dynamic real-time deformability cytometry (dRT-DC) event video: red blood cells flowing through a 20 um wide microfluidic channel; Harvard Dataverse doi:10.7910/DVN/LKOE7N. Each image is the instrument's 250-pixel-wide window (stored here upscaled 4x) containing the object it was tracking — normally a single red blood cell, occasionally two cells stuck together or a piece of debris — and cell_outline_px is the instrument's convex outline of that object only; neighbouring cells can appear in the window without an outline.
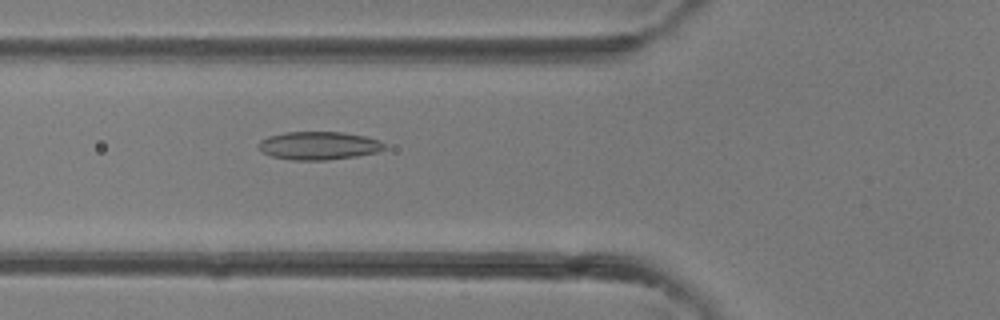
{"species": "common noctule bat (a hibernating species)", "species_latin": "Nyctalus noctula", "temperature_condition": "room temperature", "stored_images_in_passage": 40, "camera_frame_rate_fps": 3000, "um_per_image_px": 0.085, "animal": {"sex": "female"}, "frame": {"image": 1, "passage_image": 15, "time_ms": 4.667, "image_size_px": [1000, 320], "cell_outline_px": [[388, 148], [376, 152], [356, 156], [328, 160], [292, 160], [272, 156], [260, 152], [256, 144], [260, 140], [268, 136], [284, 132], [344, 132], [364, 136], [380, 140]], "centroid_in_image_um": [27.06, 12.38], "position_along_channel_um": 98.7, "area_um2": 20.87}}
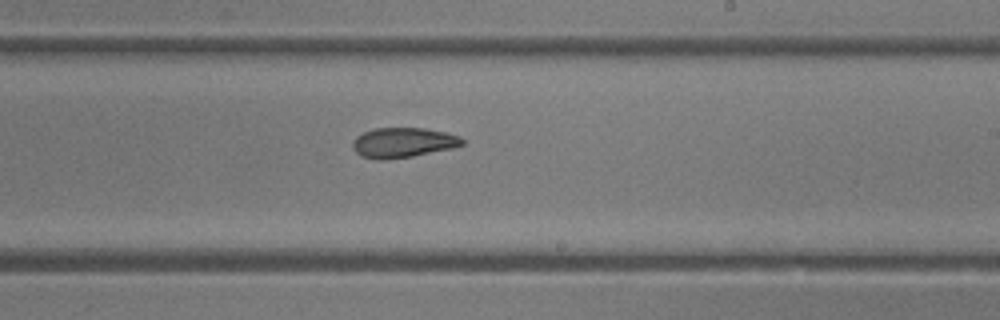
{"frame": {"image": 2, "passage_image": 24, "time_ms": 7.667, "image_size_px": [1000, 320], "cell_outline_px": [[464, 144], [452, 148], [412, 156], [380, 160], [360, 156], [352, 148], [352, 140], [356, 136], [364, 132], [376, 128], [424, 128], [444, 132], [460, 136], [464, 140]], "centroid_in_image_um": [34.23, 12.12], "position_along_channel_um": 254.8, "area_um2": 19.07}}
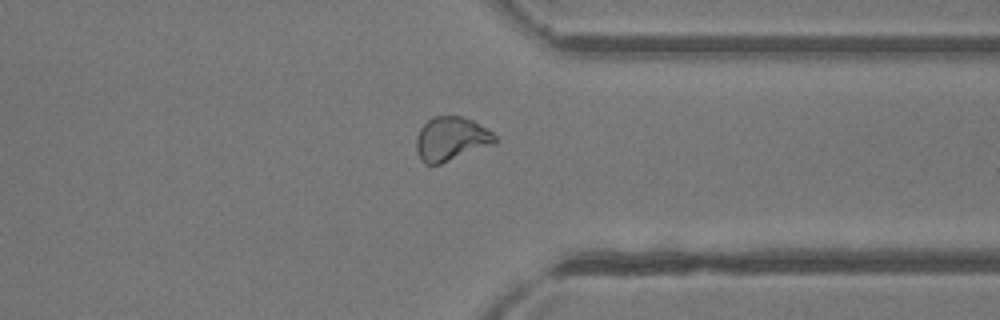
{"frame": {"image": 3, "passage_image": 31, "time_ms": 10.0, "image_size_px": [1000, 320], "cell_outline_px": [[496, 144], [440, 164], [424, 164], [420, 160], [416, 152], [416, 136], [420, 128], [432, 116], [460, 116], [472, 120], [492, 132], [496, 136]], "centroid_in_image_um": [38.33, 11.82], "position_along_channel_um": 373.1, "area_um2": 20.29}}